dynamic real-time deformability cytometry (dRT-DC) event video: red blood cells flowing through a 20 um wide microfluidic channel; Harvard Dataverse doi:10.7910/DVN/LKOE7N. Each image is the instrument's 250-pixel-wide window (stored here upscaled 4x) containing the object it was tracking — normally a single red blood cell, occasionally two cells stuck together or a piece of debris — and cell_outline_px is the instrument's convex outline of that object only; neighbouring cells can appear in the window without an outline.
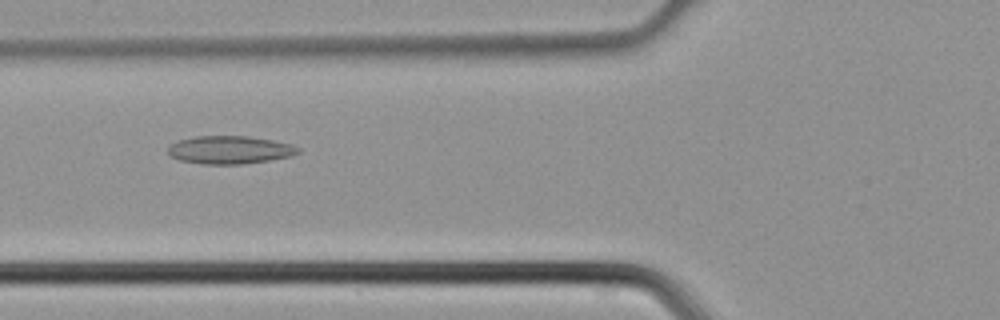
{"species": "common noctule bat (a hibernating species)", "species_latin": "Nyctalus noctula", "temperature_condition": "cold", "stored_images_in_passage": 33, "camera_frame_rate_fps": 3000, "um_per_image_px": 0.085, "animal": {"sex": "male", "body_mass_g": 21.5, "forearm_length_mm": 52.0}, "frame": {"image": 1, "passage_image": 6, "time_ms": 1.667, "image_size_px": [1000, 320], "cell_outline_px": [[300, 152], [292, 156], [268, 160], [240, 164], [204, 164], [180, 160], [172, 156], [168, 152], [168, 144], [176, 140], [196, 136], [248, 136], [272, 140], [292, 144], [300, 148]], "centroid_in_image_um": [19.52, 12.73], "position_along_channel_um": 106.3, "area_um2": 21.27}}
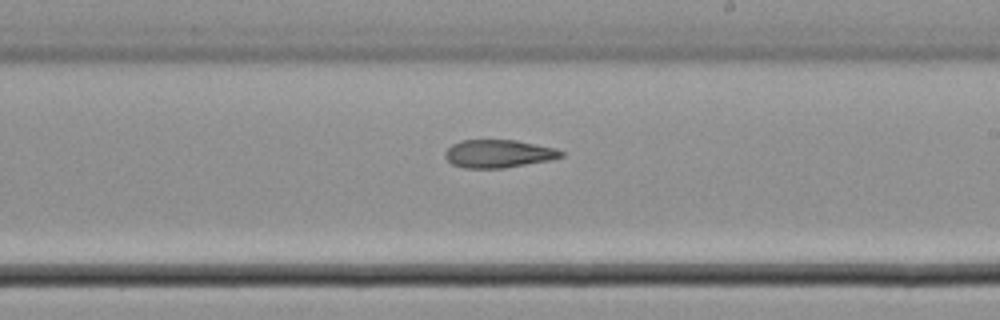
{"frame": {"image": 2, "passage_image": 15, "time_ms": 4.667, "image_size_px": [1000, 320], "cell_outline_px": [[564, 156], [552, 160], [504, 168], [464, 168], [452, 164], [444, 156], [444, 152], [452, 144], [460, 140], [516, 140], [556, 148], [564, 152]], "centroid_in_image_um": [42.38, 13.06], "position_along_channel_um": 246.6, "area_um2": 19.07}}
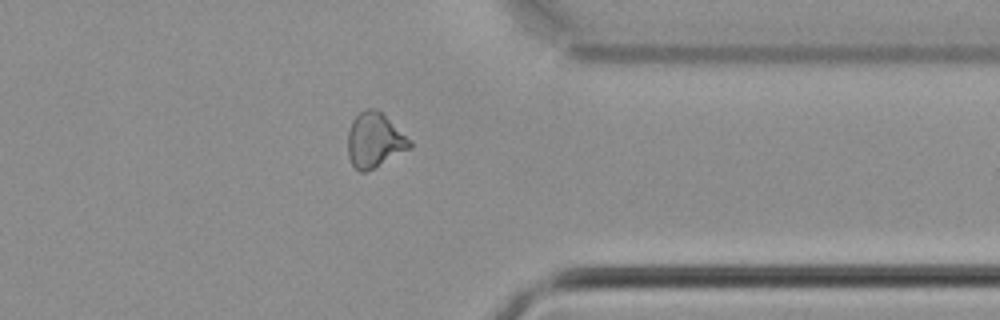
{"frame": {"image": 3, "passage_image": 24, "time_ms": 7.667, "image_size_px": [1000, 320], "cell_outline_px": [[412, 148], [376, 168], [368, 172], [360, 172], [352, 164], [348, 156], [348, 132], [352, 120], [364, 108], [372, 108], [380, 112], [412, 140]], "centroid_in_image_um": [31.85, 11.95], "position_along_channel_um": 379.5, "area_um2": 19.94}}